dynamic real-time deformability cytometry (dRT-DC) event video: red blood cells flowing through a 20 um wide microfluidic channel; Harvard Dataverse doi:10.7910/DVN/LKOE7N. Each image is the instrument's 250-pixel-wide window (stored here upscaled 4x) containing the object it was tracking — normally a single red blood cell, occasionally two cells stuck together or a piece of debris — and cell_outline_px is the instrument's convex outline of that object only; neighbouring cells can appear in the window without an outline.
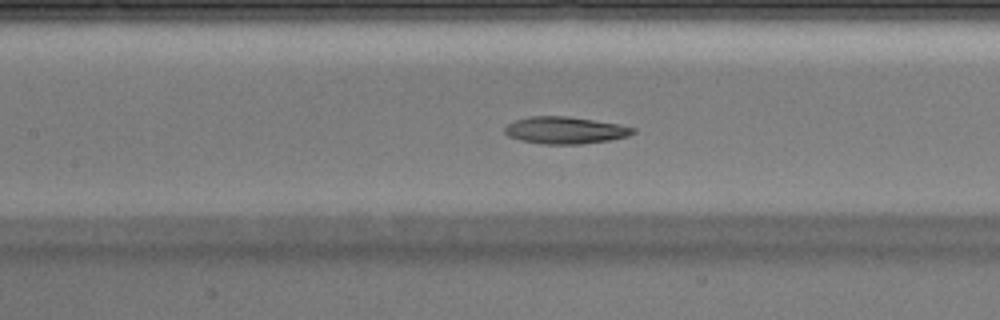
{"species": "Egyptian fruit bat (a non-hibernating species)", "species_latin": "Rousettus aegyptiacus", "temperature_condition": "warm", "stored_images_in_passage": 37, "camera_frame_rate_fps": 3000, "um_per_image_px": 0.085, "animal": {"sex": "male"}, "frame": {"image": 1, "passage_image": 14, "time_ms": 4.333, "image_size_px": [1000, 320], "cell_outline_px": [[636, 132], [628, 136], [608, 140], [580, 144], [544, 144], [520, 140], [508, 136], [504, 132], [504, 128], [508, 124], [516, 120], [532, 116], [568, 116], [620, 124], [636, 128]], "centroid_in_image_um": [48.05, 11.07], "position_along_channel_um": 159.3, "area_um2": 20.17}}
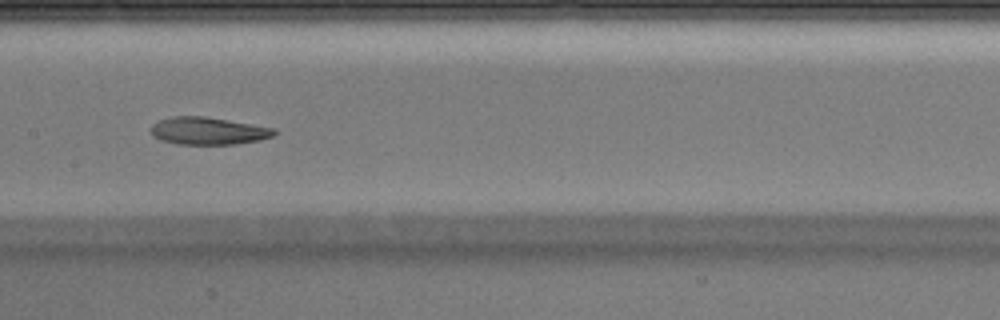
{"frame": {"image": 2, "passage_image": 16, "time_ms": 5.0, "image_size_px": [1000, 320], "cell_outline_px": [[276, 132], [272, 136], [260, 140], [236, 144], [176, 144], [160, 140], [152, 136], [148, 128], [152, 124], [160, 120], [172, 116], [204, 116], [276, 128]], "centroid_in_image_um": [17.65, 11.13], "position_along_channel_um": 189.8, "area_um2": 19.88}}
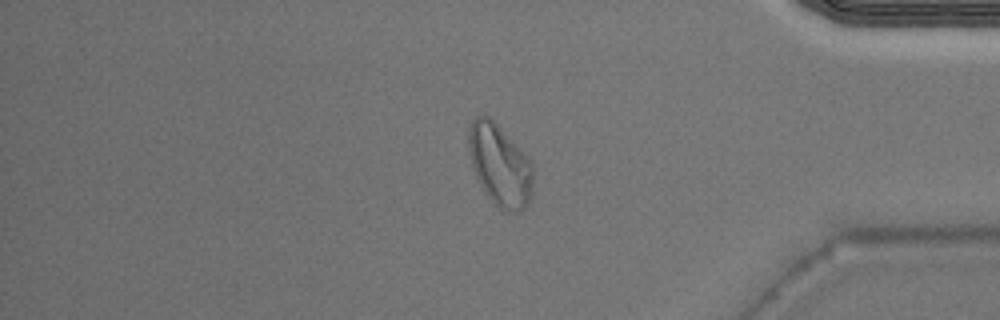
{"frame": {"image": 3, "passage_image": 31, "time_ms": 10.0, "image_size_px": [1000, 320], "cell_outline_px": [[532, 192], [528, 204], [520, 212], [508, 212], [500, 208], [492, 200], [480, 184], [472, 168], [468, 148], [468, 128], [472, 120], [476, 116], [488, 116], [528, 156], [532, 164]], "centroid_in_image_um": [42.48, 14.04], "position_along_channel_um": 392.7, "area_um2": 30.46}}